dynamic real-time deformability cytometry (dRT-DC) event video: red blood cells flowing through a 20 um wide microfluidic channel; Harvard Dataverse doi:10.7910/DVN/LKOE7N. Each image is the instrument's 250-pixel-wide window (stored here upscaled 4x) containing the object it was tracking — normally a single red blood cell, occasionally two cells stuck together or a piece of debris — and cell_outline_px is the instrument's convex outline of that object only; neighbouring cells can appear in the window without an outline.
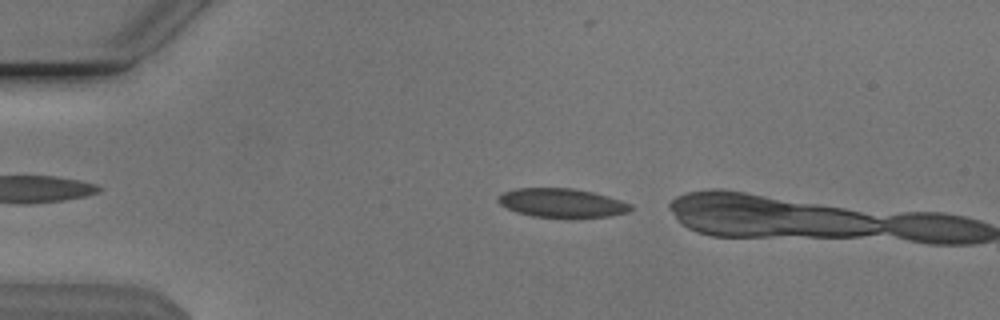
{"species": "Egyptian fruit bat (a non-hibernating species)", "species_latin": "Rousettus aegyptiacus", "temperature_condition": "cold", "stored_images_in_passage": 3, "camera_frame_rate_fps": 3000, "um_per_image_px": 0.085, "animal": {"sex": "male"}, "frame": {"image": 1, "passage_image": 2, "time_ms": 0.333, "image_size_px": [1000, 320], "cell_outline_px": [[632, 208], [628, 212], [608, 216], [572, 220], [568, 220], [532, 216], [516, 212], [500, 204], [496, 200], [496, 196], [504, 192], [516, 188], [572, 188], [592, 192], [620, 200], [632, 204]], "centroid_in_image_um": [47.74, 17.29], "position_along_channel_um": 37.3, "area_um2": 23.0}}